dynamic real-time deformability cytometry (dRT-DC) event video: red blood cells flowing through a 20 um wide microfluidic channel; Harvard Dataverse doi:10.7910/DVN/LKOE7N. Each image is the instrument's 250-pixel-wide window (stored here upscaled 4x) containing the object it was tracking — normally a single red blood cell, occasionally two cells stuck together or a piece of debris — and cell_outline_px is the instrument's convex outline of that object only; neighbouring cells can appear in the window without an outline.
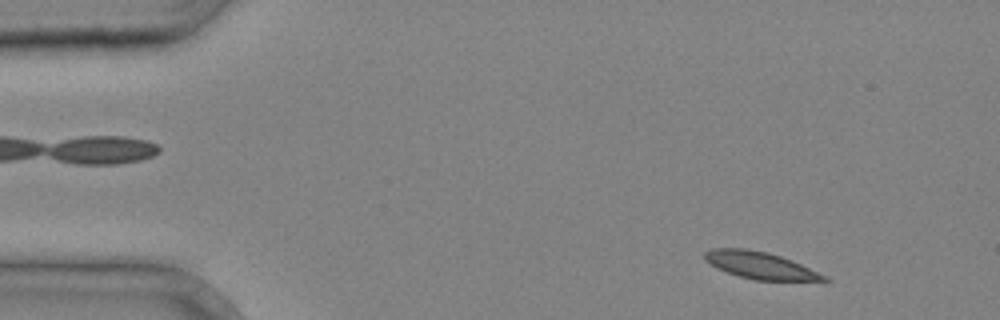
{"species": "common noctule bat (a hibernating species)", "species_latin": "Nyctalus noctula", "temperature_condition": "cold", "stored_images_in_passage": 4, "segment_of_instrument_passage": [1, 2], "camera_frame_rate_fps": 3000, "um_per_image_px": 0.085, "animal": {"sex": "male", "body_mass_g": 20.4}, "frame": {"image": 1, "passage_image": 1, "time_ms": 0.0, "image_size_px": [1000, 320], "cell_outline_px": [[832, 280], [756, 280], [740, 276], [716, 268], [704, 260], [704, 252], [712, 248], [748, 248], [768, 252], [792, 260], [828, 276]], "centroid_in_image_um": [64.6, 22.54], "position_along_channel_um": 20.4, "area_um2": 18.73}}
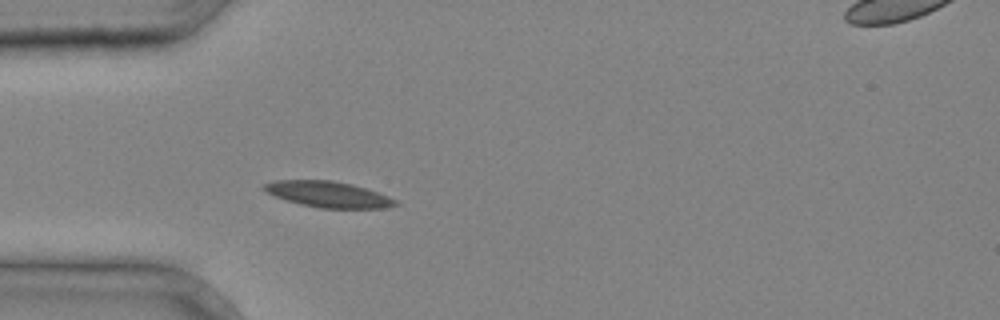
{"frame": {"image": 2, "passage_image": 3, "time_ms": 0.667, "image_size_px": [1000, 320], "cell_outline_px": [[400, 204], [384, 208], [320, 208], [300, 204], [276, 196], [260, 188], [264, 184], [276, 180], [332, 180], [352, 184], [388, 196], [396, 200]], "centroid_in_image_um": [27.9, 16.52], "position_along_channel_um": 57.1, "area_um2": 19.65}}